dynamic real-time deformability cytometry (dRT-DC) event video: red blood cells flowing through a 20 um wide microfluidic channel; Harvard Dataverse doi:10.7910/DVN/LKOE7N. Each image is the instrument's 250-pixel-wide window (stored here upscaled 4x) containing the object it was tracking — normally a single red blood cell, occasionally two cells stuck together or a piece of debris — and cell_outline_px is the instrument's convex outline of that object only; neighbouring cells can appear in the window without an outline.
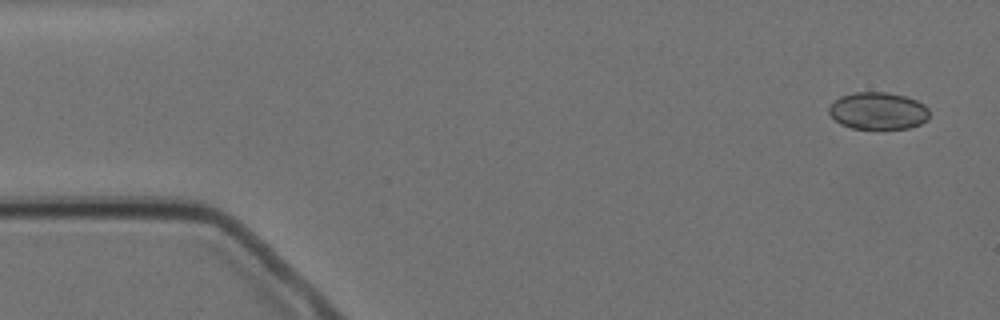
{"species": "Egyptian fruit bat (a non-hibernating species)", "species_latin": "Rousettus aegyptiacus", "temperature_condition": "cold", "stored_images_in_passage": 6, "camera_frame_rate_fps": 3000, "um_per_image_px": 0.085, "animal": {"sex": "female"}, "frame": {"image": 1, "passage_image": 1, "time_ms": 0.0, "image_size_px": [1000, 320], "cell_outline_px": [[928, 120], [920, 124], [908, 128], [852, 128], [840, 124], [828, 112], [828, 108], [840, 96], [852, 92], [888, 92], [904, 96], [916, 100], [924, 104], [928, 108]], "centroid_in_image_um": [74.64, 9.41], "position_along_channel_um": 10.4, "area_um2": 21.68}}
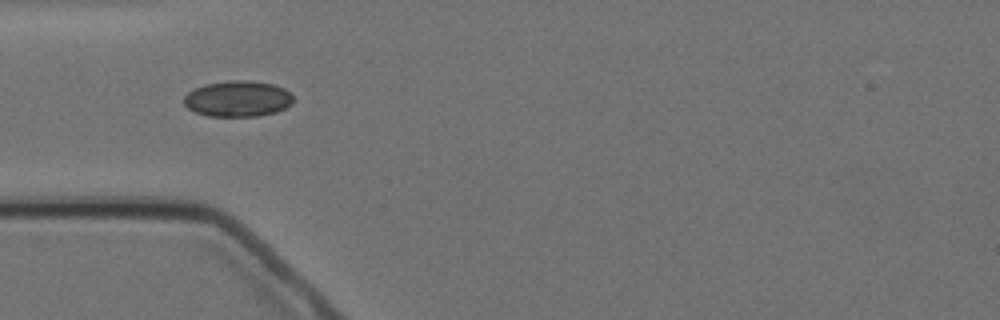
{"frame": {"image": 2, "passage_image": 5, "time_ms": 4.667, "image_size_px": [1000, 320], "cell_outline_px": [[292, 104], [276, 112], [256, 116], [208, 116], [196, 112], [188, 108], [184, 104], [184, 96], [188, 92], [204, 84], [232, 80], [248, 80], [272, 84], [284, 88], [292, 96]], "centroid_in_image_um": [20.2, 8.39], "position_along_channel_um": 64.8, "area_um2": 22.77}}
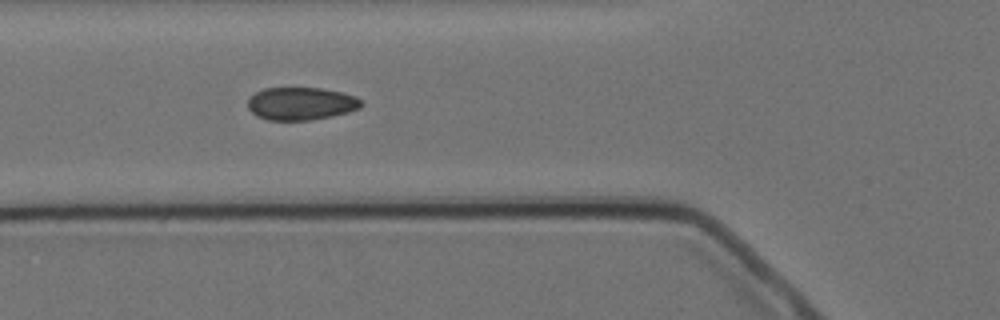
{"frame": {"image": 3, "passage_image": 6, "time_ms": 5.667, "image_size_px": [1000, 320], "cell_outline_px": [[364, 104], [360, 108], [348, 112], [332, 116], [308, 120], [268, 120], [256, 116], [248, 108], [248, 100], [256, 92], [264, 88], [320, 88], [340, 92], [356, 96]], "centroid_in_image_um": [25.59, 8.81], "position_along_channel_um": 100.2, "area_um2": 21.62}}